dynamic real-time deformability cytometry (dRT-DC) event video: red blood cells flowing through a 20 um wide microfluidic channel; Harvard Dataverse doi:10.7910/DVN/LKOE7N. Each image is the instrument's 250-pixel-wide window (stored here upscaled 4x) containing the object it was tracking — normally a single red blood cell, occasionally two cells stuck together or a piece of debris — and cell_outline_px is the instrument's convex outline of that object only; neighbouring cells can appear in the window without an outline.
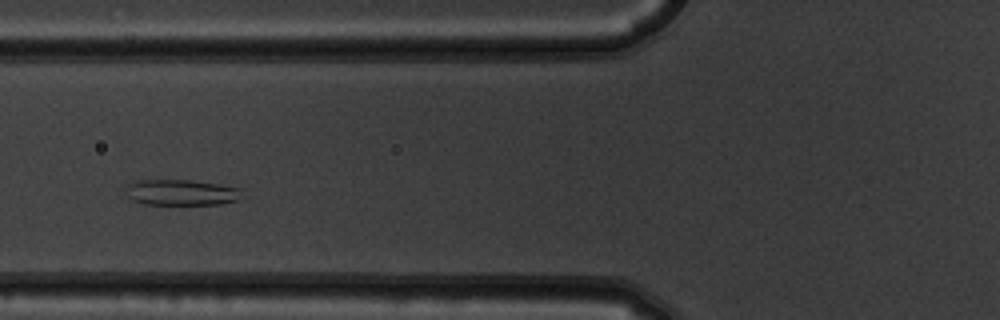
{"species": "common noctule bat (a hibernating species)", "species_latin": "Nyctalus noctula", "temperature_condition": "warm", "stored_images_in_passage": 3, "camera_frame_rate_fps": 3000, "um_per_image_px": 0.085, "animal": {"sex": "male", "body_mass_g": 19.5, "forearm_length_mm": 54.6}, "frame": {"image": 1, "passage_image": 3, "time_ms": 0.667, "image_size_px": [1000, 320], "cell_outline_px": [[244, 188], [240, 200], [220, 204], [144, 204], [132, 200], [128, 196], [124, 188], [124, 184], [132, 180], [192, 180], [220, 184]], "centroid_in_image_um": [15.41, 16.34], "position_along_channel_um": 110.4, "area_um2": 17.98}}